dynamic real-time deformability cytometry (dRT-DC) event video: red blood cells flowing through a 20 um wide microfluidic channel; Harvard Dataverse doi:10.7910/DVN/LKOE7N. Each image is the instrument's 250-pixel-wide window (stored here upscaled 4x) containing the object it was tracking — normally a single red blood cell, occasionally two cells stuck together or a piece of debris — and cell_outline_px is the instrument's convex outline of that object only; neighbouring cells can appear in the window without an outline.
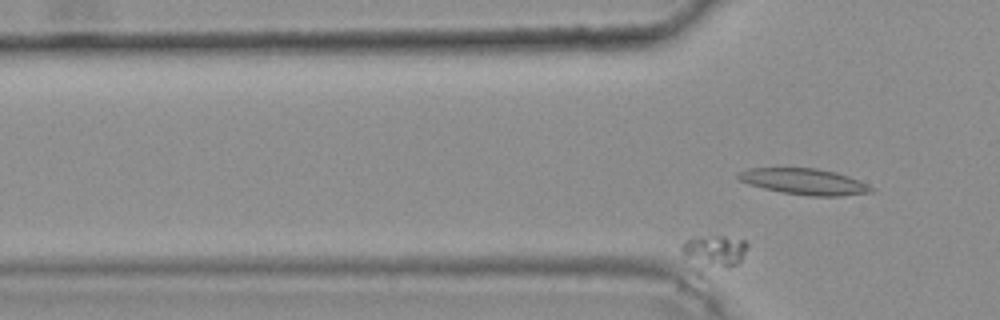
{"species": "common noctule bat (a hibernating species)", "species_latin": "Nyctalus noctula", "temperature_condition": "warm", "stored_images_in_passage": 36, "camera_frame_rate_fps": 3000, "um_per_image_px": 0.085, "animal": {"sex": "female", "body_mass_g": 25.1}, "frame": {"image": 1, "passage_image": 2, "time_ms": 0.333, "image_size_px": [1000, 320], "cell_outline_px": [[748, 244], [740, 260], [736, 264], [728, 268], [704, 276], [696, 276], [680, 252], [680, 248], [688, 240], [712, 236], [724, 236], [744, 240]], "centroid_in_image_um": [60.58, 21.57], "position_along_channel_um": 65.2, "area_um2": 13.93}}
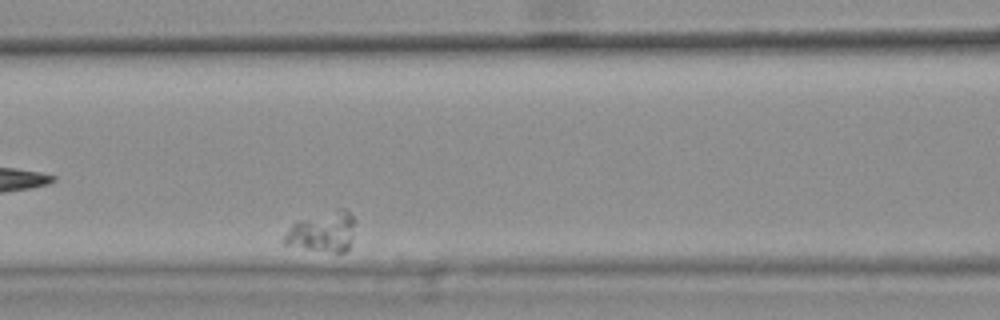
{"frame": {"image": 2, "passage_image": 11, "time_ms": 3.333, "image_size_px": [1000, 320], "cell_outline_px": [[352, 232], [348, 252], [332, 252], [304, 248], [284, 244], [280, 240], [292, 224], [336, 208], [344, 208], [352, 216]], "centroid_in_image_um": [27.39, 19.72], "position_along_channel_um": 139.2, "area_um2": 16.18}}
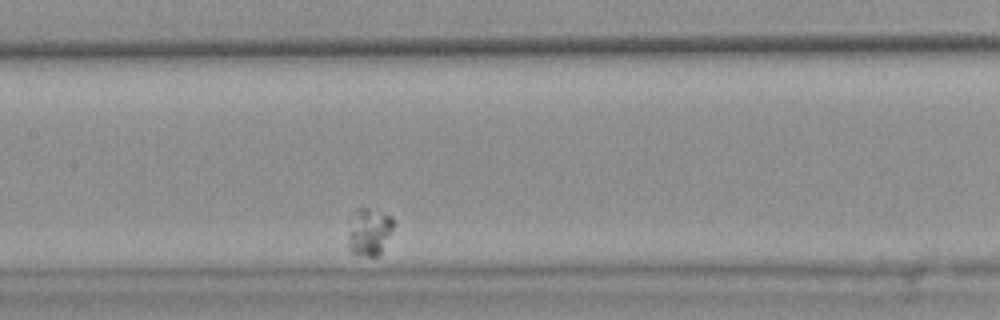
{"frame": {"image": 3, "passage_image": 15, "time_ms": 4.667, "image_size_px": [1000, 320], "cell_outline_px": [[392, 232], [380, 256], [368, 256], [352, 252], [348, 248], [348, 232], [356, 208], [364, 204], [392, 216]], "centroid_in_image_um": [31.39, 19.66], "position_along_channel_um": 176.0, "area_um2": 12.83}}